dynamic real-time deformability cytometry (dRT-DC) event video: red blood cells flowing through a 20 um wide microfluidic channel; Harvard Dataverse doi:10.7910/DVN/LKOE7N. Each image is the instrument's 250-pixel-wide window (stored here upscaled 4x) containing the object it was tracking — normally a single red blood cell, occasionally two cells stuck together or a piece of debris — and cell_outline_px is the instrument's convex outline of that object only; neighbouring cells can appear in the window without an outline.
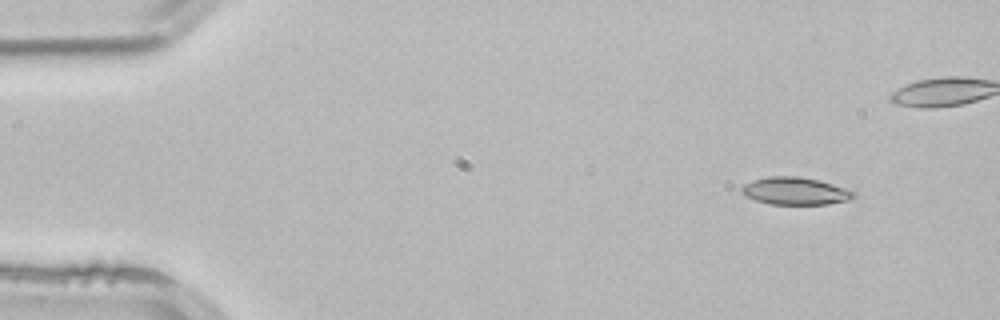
{"species": "common noctule bat (a hibernating species)", "species_latin": "Nyctalus noctula", "temperature_condition": "room temperature", "stored_images_in_passage": 3, "camera_frame_rate_fps": 3000, "um_per_image_px": 0.085, "animal": {"sex": "male", "body_mass_g": 21.5, "forearm_length_mm": 52.0}, "frame": {"image": 1, "passage_image": 1, "time_ms": 0.0, "image_size_px": [1000, 320], "cell_outline_px": [[856, 196], [848, 200], [828, 204], [772, 204], [756, 200], [744, 196], [740, 192], [740, 188], [744, 184], [752, 180], [768, 176], [796, 176], [820, 180], [856, 192]], "centroid_in_image_um": [67.56, 16.23], "position_along_channel_um": 17.4, "area_um2": 17.98}}